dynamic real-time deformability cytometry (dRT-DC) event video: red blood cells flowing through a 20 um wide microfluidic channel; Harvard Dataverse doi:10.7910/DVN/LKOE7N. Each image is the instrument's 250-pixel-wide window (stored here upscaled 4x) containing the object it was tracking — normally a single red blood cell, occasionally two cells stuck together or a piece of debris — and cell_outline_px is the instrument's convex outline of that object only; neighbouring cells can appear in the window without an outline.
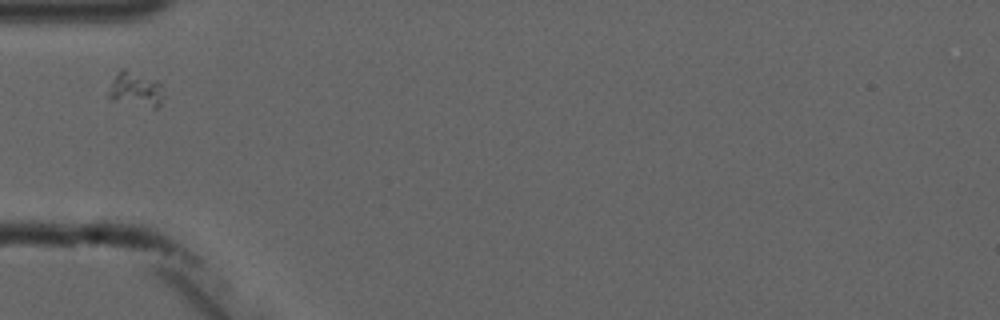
{"species": "common noctule bat (a hibernating species)", "species_latin": "Nyctalus noctula", "temperature_condition": "cold", "stored_images_in_passage": 5, "camera_frame_rate_fps": 3000, "um_per_image_px": 0.085, "animal": {"sex": "male", "forearm_length_mm": 52.5}, "frame": {"image": 1, "passage_image": 1, "time_ms": 0.0, "image_size_px": [1000, 320], "cell_outline_px": [[164, 96], [160, 108], [152, 108], [108, 100], [108, 92], [112, 80], [124, 68], [160, 84]], "centroid_in_image_um": [11.52, 7.67], "position_along_channel_um": 73.5, "area_um2": 10.98}}
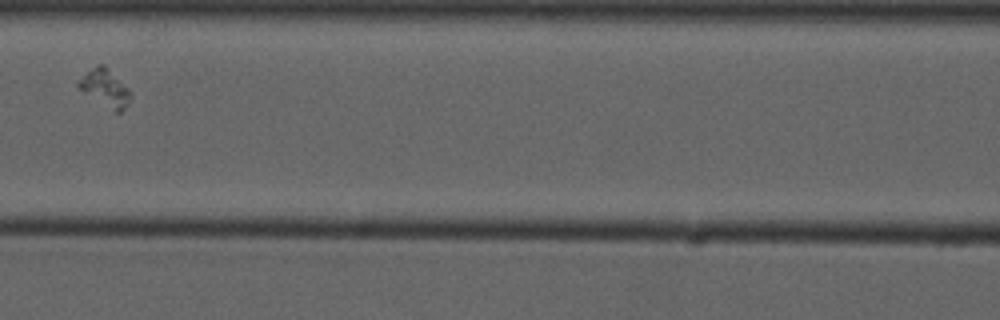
{"frame": {"image": 2, "passage_image": 3, "time_ms": 2.333, "image_size_px": [1000, 320], "cell_outline_px": [[132, 100], [120, 112], [116, 112], [80, 88], [76, 84], [96, 64], [104, 64], [132, 92]], "centroid_in_image_um": [9.02, 7.46], "position_along_channel_um": 157.6, "area_um2": 10.75}}
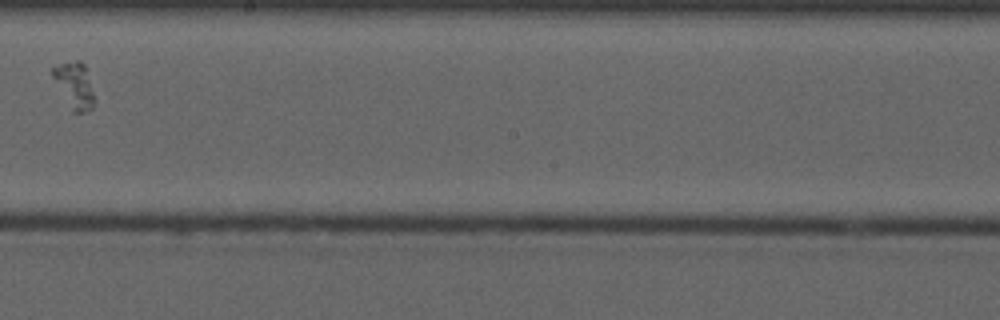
{"frame": {"image": 3, "passage_image": 5, "time_ms": 4.667, "image_size_px": [1000, 320], "cell_outline_px": [[96, 100], [92, 108], [80, 112], [72, 112], [52, 76], [52, 68], [60, 64], [76, 60], [80, 60], [84, 64]], "centroid_in_image_um": [6.34, 7.26], "position_along_channel_um": 241.9, "area_um2": 10.98}}